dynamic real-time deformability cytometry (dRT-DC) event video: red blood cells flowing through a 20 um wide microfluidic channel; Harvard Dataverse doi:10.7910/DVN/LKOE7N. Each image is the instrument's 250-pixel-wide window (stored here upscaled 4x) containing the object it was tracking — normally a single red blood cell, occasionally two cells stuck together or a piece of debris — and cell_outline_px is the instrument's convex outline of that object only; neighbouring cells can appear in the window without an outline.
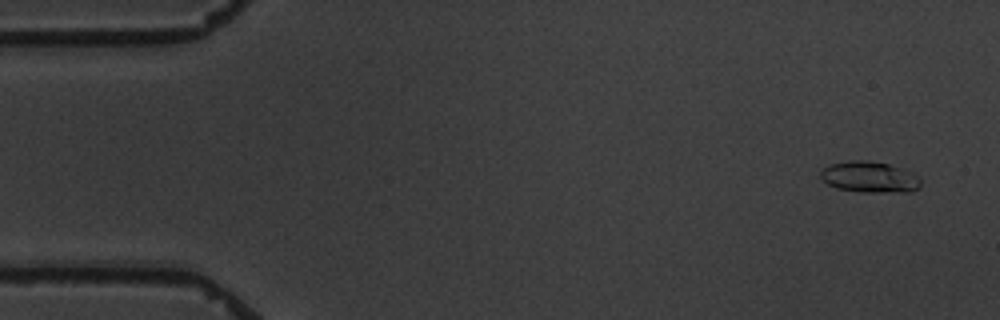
{"species": "common noctule bat (a hibernating species)", "species_latin": "Nyctalus noctula", "temperature_condition": "warm", "stored_images_in_passage": 5, "camera_frame_rate_fps": 3000, "um_per_image_px": 0.085, "animal": {"sex": "male", "body_mass_g": 19.5, "forearm_length_mm": 54.6}, "frame": {"image": 1, "passage_image": 1, "time_ms": 0.0, "image_size_px": [1000, 320], "cell_outline_px": [[920, 188], [912, 192], [860, 192], [836, 188], [820, 180], [820, 172], [828, 164], [848, 160], [868, 160], [888, 164], [912, 172], [920, 180]], "centroid_in_image_um": [73.88, 15.05], "position_along_channel_um": 11.1, "area_um2": 18.38}}
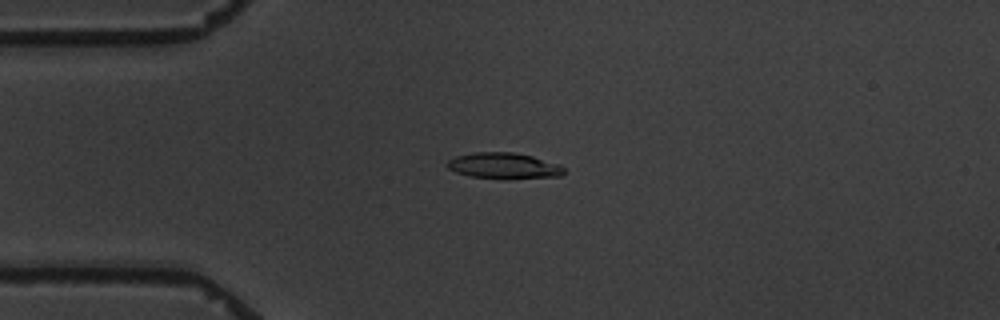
{"frame": {"image": 2, "passage_image": 4, "time_ms": 3.667, "image_size_px": [1000, 320], "cell_outline_px": [[564, 172], [560, 176], [504, 180], [468, 176], [456, 172], [448, 168], [444, 164], [448, 160], [456, 156], [472, 152], [512, 152], [532, 156], [560, 164], [564, 168]], "centroid_in_image_um": [42.8, 14.11], "position_along_channel_um": 42.2, "area_um2": 18.09}}